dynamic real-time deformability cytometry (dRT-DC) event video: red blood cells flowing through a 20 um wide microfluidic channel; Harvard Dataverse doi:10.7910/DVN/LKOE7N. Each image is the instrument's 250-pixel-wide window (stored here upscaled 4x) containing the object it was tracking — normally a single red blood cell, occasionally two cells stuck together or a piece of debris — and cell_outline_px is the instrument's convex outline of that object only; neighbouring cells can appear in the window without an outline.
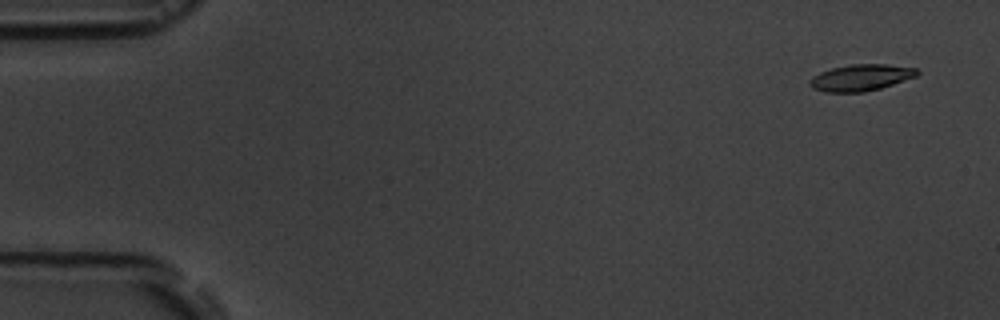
{"species": "common noctule bat (a hibernating species)", "species_latin": "Nyctalus noctula", "temperature_condition": "room temperature", "stored_images_in_passage": 4, "camera_frame_rate_fps": 3000, "um_per_image_px": 0.085, "animal": {"sex": "male", "body_mass_g": 19.5, "forearm_length_mm": 54.6}, "frame": {"image": 1, "passage_image": 1, "time_ms": 0.0, "image_size_px": [1000, 320], "cell_outline_px": [[920, 72], [916, 76], [880, 88], [864, 92], [824, 92], [812, 88], [808, 84], [808, 80], [812, 76], [820, 72], [832, 68], [852, 64], [888, 64], [916, 68]], "centroid_in_image_um": [73.13, 6.59], "position_along_channel_um": 11.9, "area_um2": 16.59}}
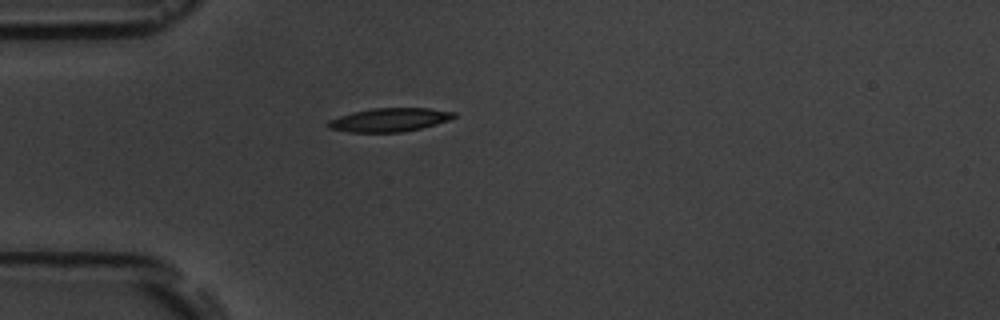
{"frame": {"image": 2, "passage_image": 4, "time_ms": 4.333, "image_size_px": [1000, 320], "cell_outline_px": [[456, 116], [448, 120], [436, 124], [420, 128], [400, 132], [352, 132], [328, 128], [328, 120], [352, 112], [372, 108], [428, 108], [456, 112]], "centroid_in_image_um": [33.11, 10.18], "position_along_channel_um": 51.9, "area_um2": 17.11}}